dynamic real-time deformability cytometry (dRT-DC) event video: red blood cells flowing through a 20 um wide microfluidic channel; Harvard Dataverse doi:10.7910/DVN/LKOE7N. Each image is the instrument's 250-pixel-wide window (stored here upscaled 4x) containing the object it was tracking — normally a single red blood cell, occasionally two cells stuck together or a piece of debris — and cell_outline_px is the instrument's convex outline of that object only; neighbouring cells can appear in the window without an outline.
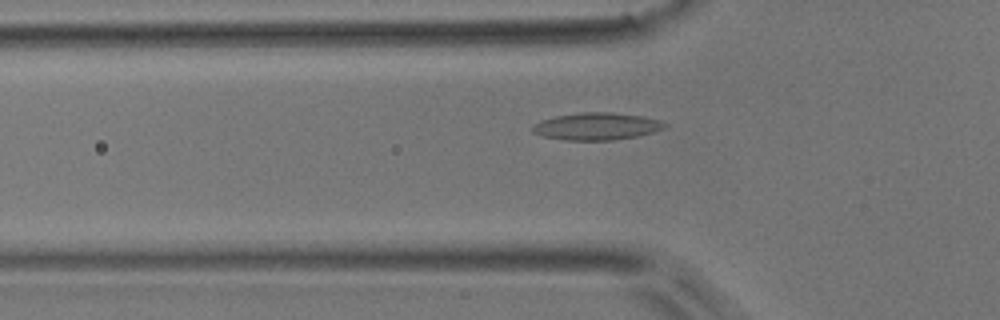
{"species": "common noctule bat (a hibernating species)", "species_latin": "Nyctalus noctula", "temperature_condition": "room temperature", "stored_images_in_passage": 40, "camera_frame_rate_fps": 3000, "um_per_image_px": 0.085, "animal": {"sex": "male", "body_mass_g": 17.9}, "frame": {"image": 1, "passage_image": 8, "time_ms": 2.333, "image_size_px": [1000, 320], "cell_outline_px": [[668, 124], [664, 128], [652, 132], [636, 136], [612, 140], [564, 140], [544, 136], [532, 132], [532, 124], [540, 120], [556, 116], [580, 112], [612, 112], [640, 116], [656, 120]], "centroid_in_image_um": [50.65, 10.73], "position_along_channel_um": 75.1, "area_um2": 20.81}}
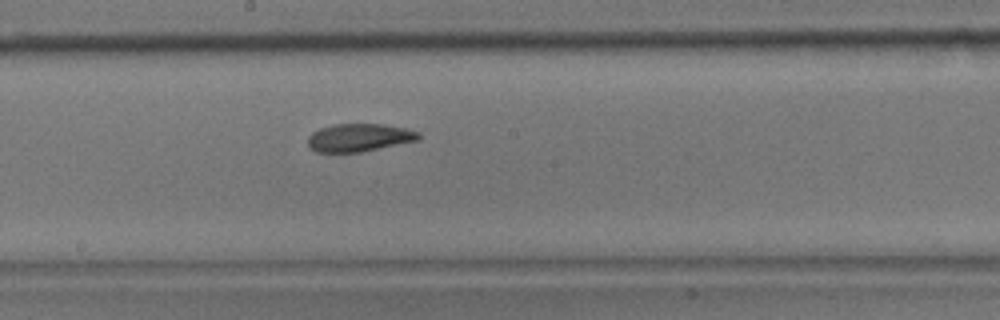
{"frame": {"image": 2, "passage_image": 19, "time_ms": 6.0, "image_size_px": [1000, 320], "cell_outline_px": [[420, 140], [360, 152], [316, 152], [308, 144], [308, 136], [312, 132], [320, 128], [332, 124], [384, 124], [404, 128], [420, 132]], "centroid_in_image_um": [30.54, 11.69], "position_along_channel_um": 217.7, "area_um2": 18.03}}
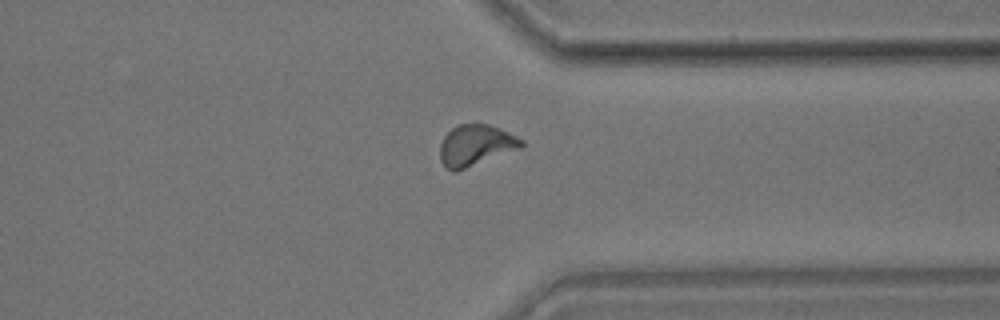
{"frame": {"image": 3, "passage_image": 31, "time_ms": 10.0, "image_size_px": [1000, 320], "cell_outline_px": [[524, 144], [520, 148], [456, 172], [452, 172], [440, 160], [440, 144], [444, 136], [456, 124], [488, 124], [500, 128], [524, 140]], "centroid_in_image_um": [40.42, 12.34], "position_along_channel_um": 371.0, "area_um2": 19.42}, "authors_computed_cell_mechanics": {"area_um2": 18.2937, "velocity_mm_per_s": 3.8781, "shape_relaxation_time_tau1_ms": 7.8086, "shape_relaxation_time_tau2_ms": 3.1502, "deformation_change_tau1": 0.1815, "deformation_change_tau2": 0.0945}}